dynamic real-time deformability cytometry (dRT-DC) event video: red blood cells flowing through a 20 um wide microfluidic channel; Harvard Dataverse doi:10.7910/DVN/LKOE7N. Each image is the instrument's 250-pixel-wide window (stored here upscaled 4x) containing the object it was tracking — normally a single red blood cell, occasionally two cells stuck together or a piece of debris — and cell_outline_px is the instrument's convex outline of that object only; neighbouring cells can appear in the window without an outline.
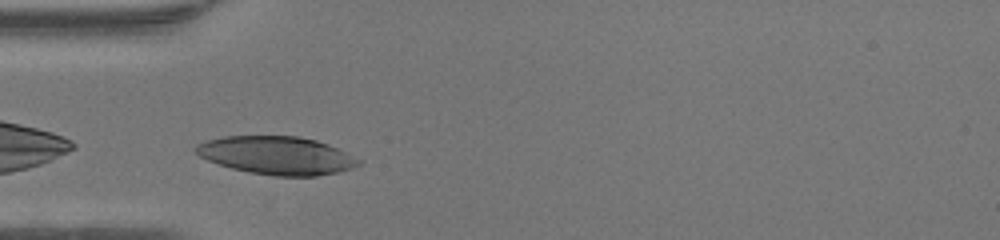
{"species": "human", "species_latin": "Homo sapiens", "temperature_condition": "warm", "stored_images_in_passage": 25, "camera_frame_rate_fps": 3000, "um_per_image_px": 0.085, "donor": {"sex": "female"}, "frame": {"image": 1, "passage_image": 1, "time_ms": 0.0, "image_size_px": [1000, 240], "cell_outline_px": [[360, 164], [352, 168], [340, 172], [316, 176], [272, 176], [248, 172], [232, 168], [208, 160], [200, 156], [192, 148], [196, 144], [204, 140], [224, 136], [300, 136], [316, 140], [328, 144], [360, 160]], "centroid_in_image_um": [23.49, 13.21], "position_along_channel_um": 61.5, "area_um2": 36.18}}
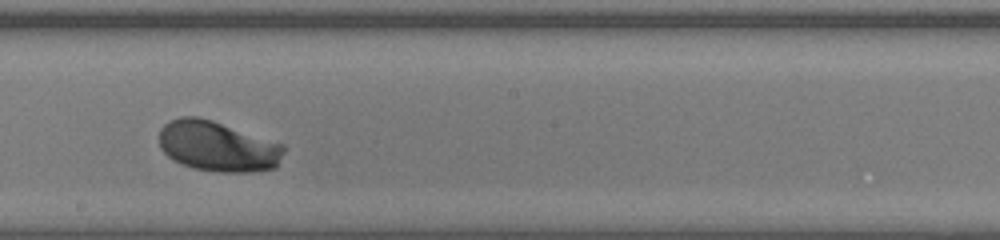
{"frame": {"image": 2, "passage_image": 13, "time_ms": 4.0, "image_size_px": [1000, 240], "cell_outline_px": [[288, 148], [276, 168], [248, 172], [216, 172], [192, 168], [172, 160], [160, 148], [160, 128], [168, 120], [180, 116], [196, 116], [212, 120], [284, 144]], "centroid_in_image_um": [18.52, 12.44], "position_along_channel_um": 229.7, "area_um2": 37.05}}
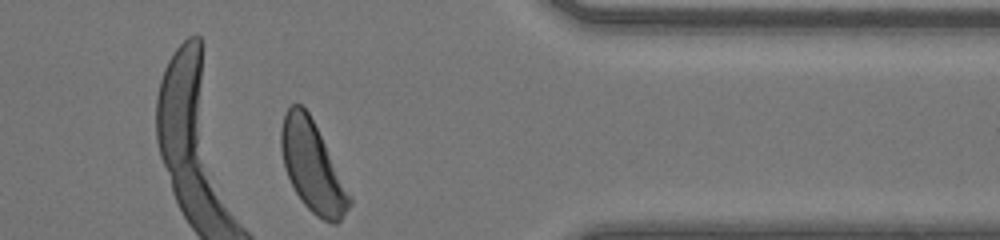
{"frame": {"image": 3, "passage_image": 25, "time_ms": 8.0, "image_size_px": [1000, 240], "cell_outline_px": [[352, 204], [340, 220], [336, 224], [332, 224], [316, 216], [304, 204], [296, 192], [284, 168], [280, 148], [280, 128], [284, 112], [292, 104], [300, 104], [308, 112], [352, 196]], "centroid_in_image_um": [26.54, 14.18], "position_along_channel_um": 384.9, "area_um2": 35.6}, "authors_computed_cell_mechanics": {"area_um2": 35.9516, "velocity_mm_per_s": 4.2784, "shape_relaxation_time_tau1_ms": 2.0739, "shape_relaxation_time_tau2_ms": null, "deformation_change_tau1": 0.1511, "deformation_change_tau2": null}}